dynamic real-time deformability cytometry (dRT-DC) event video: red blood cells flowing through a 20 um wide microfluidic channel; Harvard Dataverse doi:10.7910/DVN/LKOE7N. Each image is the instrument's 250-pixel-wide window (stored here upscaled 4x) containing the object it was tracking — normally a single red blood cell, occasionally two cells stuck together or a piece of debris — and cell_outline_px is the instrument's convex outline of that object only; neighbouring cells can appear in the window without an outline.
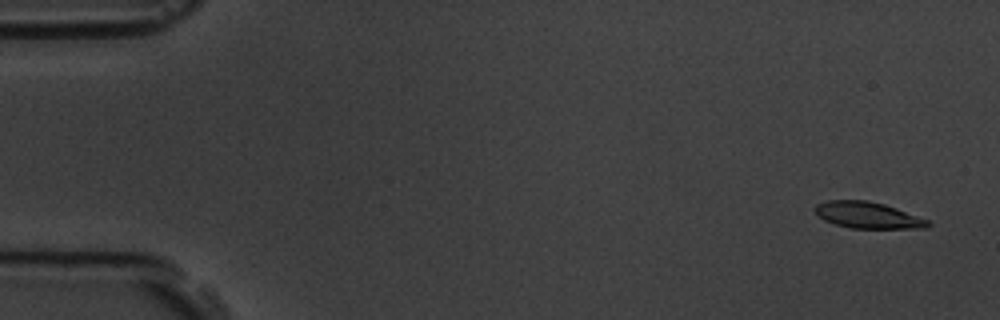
{"species": "common noctule bat (a hibernating species)", "species_latin": "Nyctalus noctula", "temperature_condition": "room temperature", "stored_images_in_passage": 57, "camera_frame_rate_fps": 3000, "um_per_image_px": 0.085, "animal": {"sex": "male", "body_mass_g": 19.5, "forearm_length_mm": 54.6}, "frame": {"image": 1, "passage_image": 1, "time_ms": 0.0, "image_size_px": [1000, 320], "cell_outline_px": [[932, 224], [928, 228], [848, 228], [824, 220], [812, 208], [816, 204], [828, 200], [868, 200], [884, 204], [896, 208], [928, 220]], "centroid_in_image_um": [73.75, 18.28], "position_along_channel_um": 11.2, "area_um2": 17.34}}
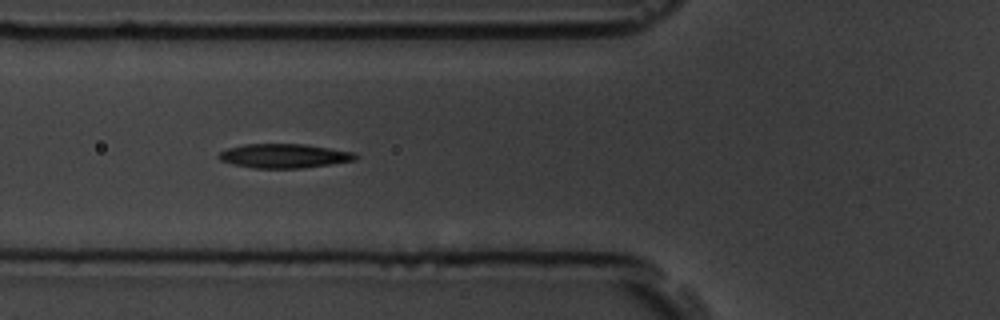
{"frame": {"image": 2, "passage_image": 20, "time_ms": 6.333, "image_size_px": [1000, 320], "cell_outline_px": [[360, 156], [356, 160], [300, 168], [252, 168], [232, 164], [220, 160], [220, 152], [228, 148], [244, 144], [304, 144], [352, 152]], "centroid_in_image_um": [24.14, 13.25], "position_along_channel_um": 101.7, "area_um2": 19.02}}
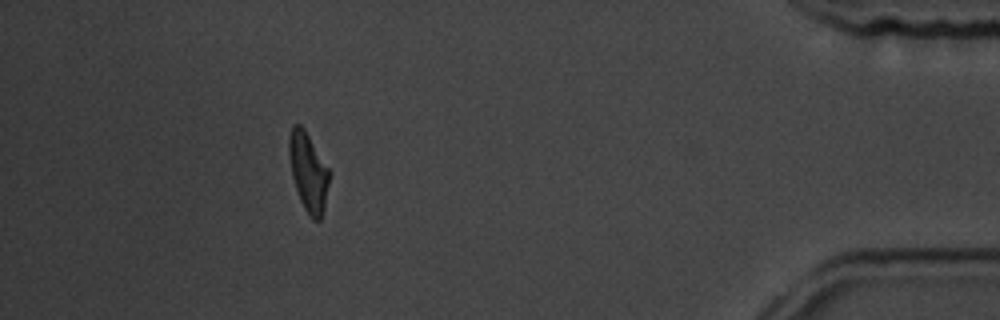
{"frame": {"image": 3, "passage_image": 51, "time_ms": 16.667, "image_size_px": [1000, 320], "cell_outline_px": [[328, 184], [324, 208], [320, 220], [312, 220], [308, 216], [300, 200], [292, 176], [288, 156], [288, 136], [292, 124], [300, 124], [304, 128], [328, 168]], "centroid_in_image_um": [26.16, 14.6], "position_along_channel_um": 409.0, "area_um2": 18.32}, "authors_computed_cell_mechanics": {"area_um2": 18.6116, "velocity_mm_per_s": 3.5154, "shape_relaxation_time_tau1_ms": 5.0703, "shape_relaxation_time_tau2_ms": 4.2073, "deformation_change_tau1": 0.1674, "deformation_change_tau2": 0.1326}}